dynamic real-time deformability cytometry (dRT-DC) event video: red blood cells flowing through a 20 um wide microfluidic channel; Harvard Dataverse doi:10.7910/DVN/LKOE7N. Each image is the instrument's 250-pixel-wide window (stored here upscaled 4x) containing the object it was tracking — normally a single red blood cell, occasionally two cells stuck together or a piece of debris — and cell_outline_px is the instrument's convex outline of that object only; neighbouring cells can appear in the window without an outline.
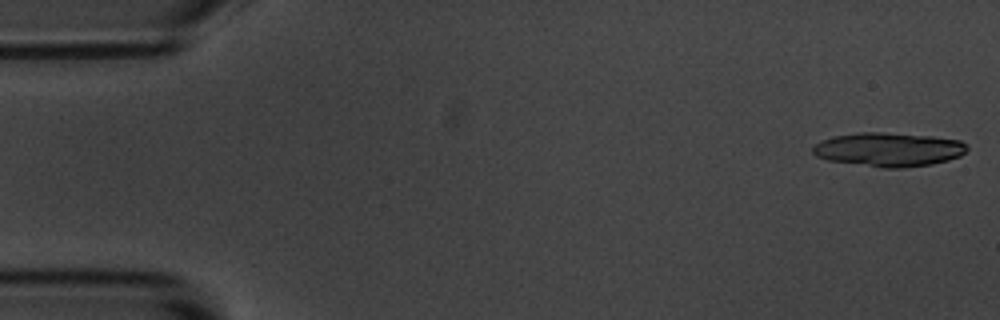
{"species": "common noctule bat (a hibernating species)", "species_latin": "Nyctalus noctula", "temperature_condition": "room temperature", "stored_images_in_passage": 20, "camera_frame_rate_fps": 3000, "um_per_image_px": 0.085, "animal": {"sex": "male", "body_mass_g": 20.1, "forearm_length_mm": 53.5}, "frame": {"image": 1, "passage_image": 1, "time_ms": 0.0, "image_size_px": [1000, 320], "cell_outline_px": [[968, 148], [960, 156], [948, 160], [932, 164], [904, 168], [880, 168], [828, 160], [816, 156], [812, 152], [812, 148], [816, 144], [832, 136], [860, 132], [884, 132], [932, 136], [960, 140], [968, 144]], "centroid_in_image_um": [75.56, 12.71], "position_along_channel_um": 9.4, "area_um2": 30.69}}
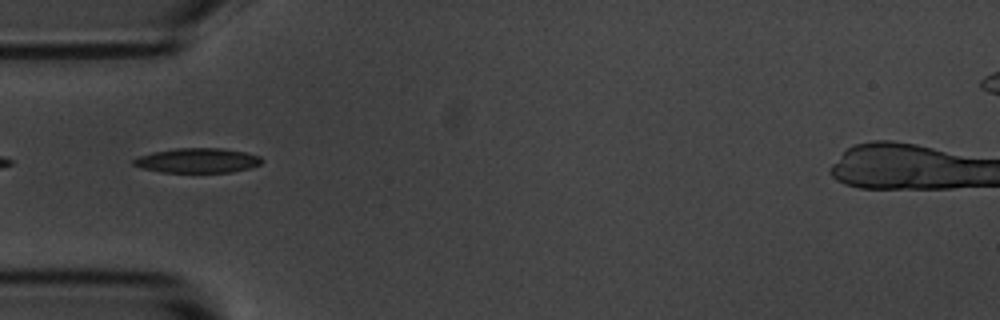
{"frame": {"image": 2, "passage_image": 17, "time_ms": 5.333, "image_size_px": [1000, 320], "cell_outline_px": [[264, 160], [260, 164], [248, 168], [232, 172], [160, 172], [140, 168], [132, 164], [132, 160], [140, 156], [152, 152], [176, 148], [220, 148], [244, 152], [260, 156]], "centroid_in_image_um": [16.76, 13.64], "position_along_channel_um": 68.2, "area_um2": 18.44}}